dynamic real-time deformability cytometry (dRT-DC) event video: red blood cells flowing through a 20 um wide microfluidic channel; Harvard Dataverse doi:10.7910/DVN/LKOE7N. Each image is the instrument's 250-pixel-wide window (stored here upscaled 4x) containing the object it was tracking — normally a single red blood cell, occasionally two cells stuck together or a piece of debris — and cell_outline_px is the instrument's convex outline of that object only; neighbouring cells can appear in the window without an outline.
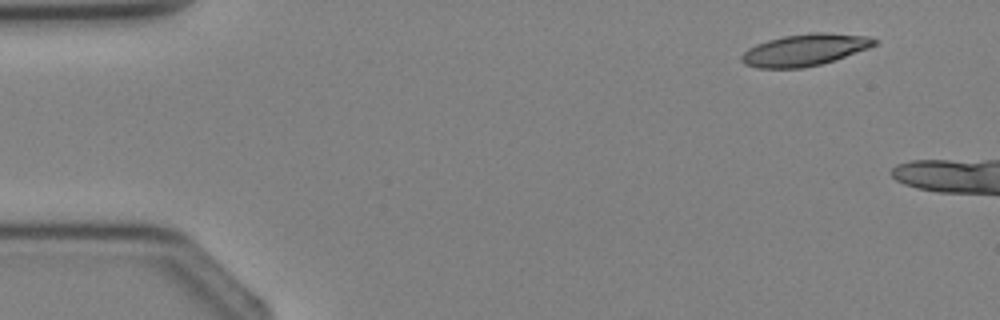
{"species": "Egyptian fruit bat (a non-hibernating species)", "species_latin": "Rousettus aegyptiacus", "temperature_condition": "cold", "stored_images_in_passage": 3, "camera_frame_rate_fps": 3000, "um_per_image_px": 0.085, "animal": {"sex": "female"}, "frame": {"image": 1, "passage_image": 1, "time_ms": 0.0, "image_size_px": [1000, 320], "cell_outline_px": [[880, 40], [876, 44], [868, 48], [820, 64], [800, 68], [756, 68], [744, 64], [740, 60], [740, 56], [748, 48], [756, 44], [768, 40], [784, 36], [812, 32], [824, 32], [868, 36]], "centroid_in_image_um": [68.38, 4.23], "position_along_channel_um": 16.6, "area_um2": 24.51}}